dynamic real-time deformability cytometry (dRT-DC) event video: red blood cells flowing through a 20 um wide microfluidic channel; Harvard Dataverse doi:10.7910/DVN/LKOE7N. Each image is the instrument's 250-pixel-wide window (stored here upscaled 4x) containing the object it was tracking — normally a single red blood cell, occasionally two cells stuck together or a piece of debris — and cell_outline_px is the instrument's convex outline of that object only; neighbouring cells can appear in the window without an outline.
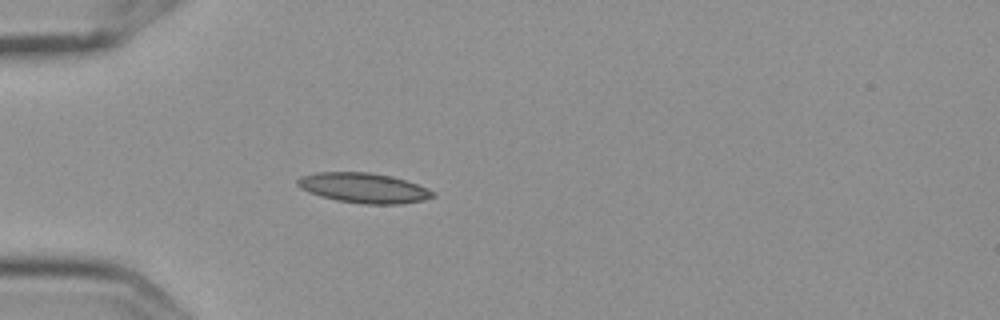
{"species": "Egyptian fruit bat (a non-hibernating species)", "species_latin": "Rousettus aegyptiacus", "temperature_condition": "cold", "stored_images_in_passage": 3, "camera_frame_rate_fps": 3000, "um_per_image_px": 0.085, "frame": {"image": 1, "passage_image": 3, "time_ms": 0.667, "image_size_px": [1000, 320], "cell_outline_px": [[436, 196], [424, 200], [400, 204], [364, 204], [336, 200], [320, 196], [308, 192], [300, 188], [296, 184], [296, 180], [300, 176], [316, 172], [368, 172], [392, 176], [428, 188], [436, 192]], "centroid_in_image_um": [30.9, 15.97], "position_along_channel_um": 54.1, "area_um2": 23.81}}